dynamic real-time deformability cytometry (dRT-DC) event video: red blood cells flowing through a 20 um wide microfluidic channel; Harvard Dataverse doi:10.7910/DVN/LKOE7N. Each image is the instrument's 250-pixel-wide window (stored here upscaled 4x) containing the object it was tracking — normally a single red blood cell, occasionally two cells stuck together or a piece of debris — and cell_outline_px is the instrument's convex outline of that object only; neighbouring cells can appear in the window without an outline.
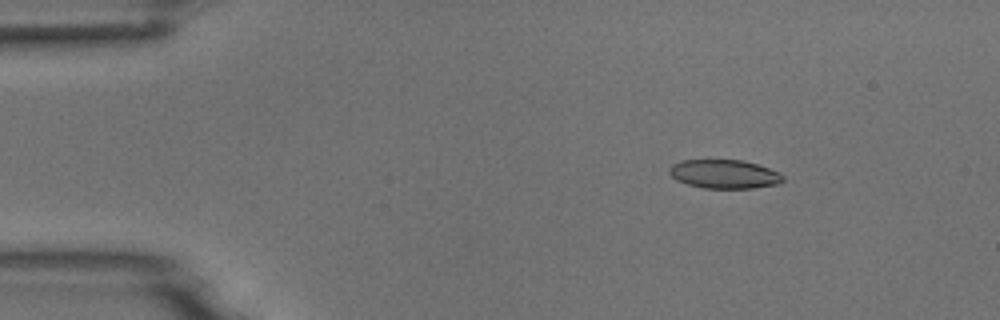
{"species": "common noctule bat (a hibernating species)", "species_latin": "Nyctalus noctula", "temperature_condition": "room temperature", "stored_images_in_passage": 6, "camera_frame_rate_fps": 3000, "um_per_image_px": 0.085, "animal": {"sex": "male", "body_mass_g": 18.8}, "frame": {"image": 1, "passage_image": 3, "time_ms": 2.0, "image_size_px": [1000, 320], "cell_outline_px": [[784, 180], [780, 184], [752, 188], [704, 188], [688, 184], [676, 180], [668, 172], [668, 168], [672, 164], [680, 160], [744, 160], [780, 172], [784, 176]], "centroid_in_image_um": [61.57, 14.79], "position_along_channel_um": 23.4, "area_um2": 19.19}}
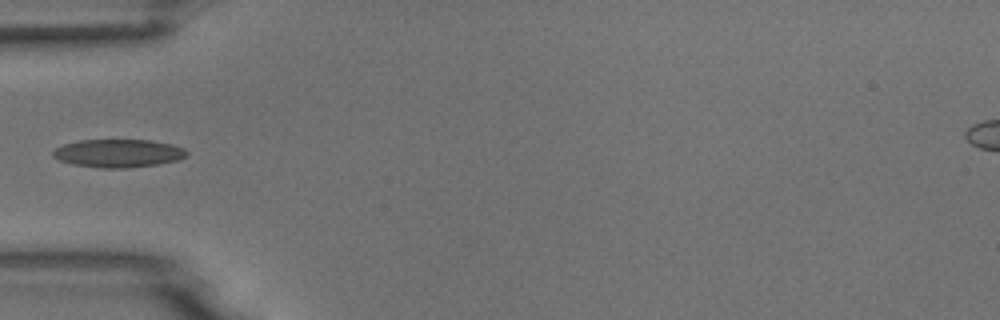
{"frame": {"image": 2, "passage_image": 5, "time_ms": 5.333, "image_size_px": [1000, 320], "cell_outline_px": [[188, 152], [180, 160], [156, 164], [128, 168], [100, 168], [72, 164], [60, 160], [52, 156], [52, 152], [56, 148], [64, 144], [80, 140], [152, 140], [172, 144], [184, 148]], "centroid_in_image_um": [10.06, 13.03], "position_along_channel_um": 74.9, "area_um2": 21.91}}